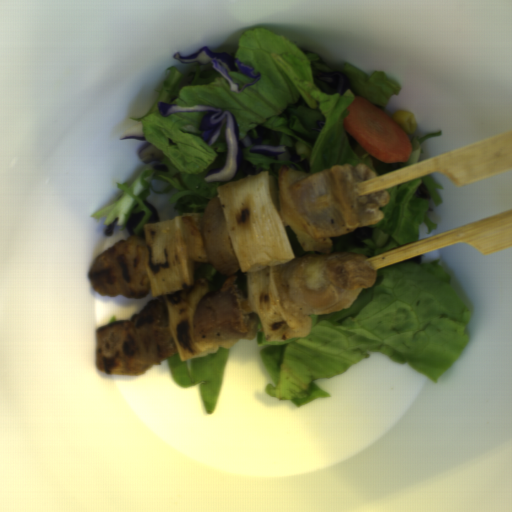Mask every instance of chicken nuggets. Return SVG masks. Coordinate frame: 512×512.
<instances>
[{"instance_id":"90cb4de2","label":"chicken nuggets","mask_w":512,"mask_h":512,"mask_svg":"<svg viewBox=\"0 0 512 512\" xmlns=\"http://www.w3.org/2000/svg\"><path fill=\"white\" fill-rule=\"evenodd\" d=\"M378 176L366 163H342L317 172L278 166L276 182L284 226L300 247L318 251L283 265L282 289L298 313L332 314L348 309L377 272L362 253L333 252L331 237L379 223L391 202L386 189L361 195L357 184Z\"/></svg>"},{"instance_id":"f4ed5422","label":"chicken nuggets","mask_w":512,"mask_h":512,"mask_svg":"<svg viewBox=\"0 0 512 512\" xmlns=\"http://www.w3.org/2000/svg\"><path fill=\"white\" fill-rule=\"evenodd\" d=\"M207 263L225 275L217 291H209L195 308L192 328L197 343L251 340L257 337L259 317L244 314L245 299L235 273L240 271L231 245L220 200L216 195L204 207L200 224Z\"/></svg>"},{"instance_id":"cc037f56","label":"chicken nuggets","mask_w":512,"mask_h":512,"mask_svg":"<svg viewBox=\"0 0 512 512\" xmlns=\"http://www.w3.org/2000/svg\"><path fill=\"white\" fill-rule=\"evenodd\" d=\"M177 353L161 298L95 331V366L106 375L140 376Z\"/></svg>"},{"instance_id":"bb5aeace","label":"chicken nuggets","mask_w":512,"mask_h":512,"mask_svg":"<svg viewBox=\"0 0 512 512\" xmlns=\"http://www.w3.org/2000/svg\"><path fill=\"white\" fill-rule=\"evenodd\" d=\"M87 279L100 296L143 299L152 291L143 238L128 235L102 251L90 265Z\"/></svg>"}]
</instances>
